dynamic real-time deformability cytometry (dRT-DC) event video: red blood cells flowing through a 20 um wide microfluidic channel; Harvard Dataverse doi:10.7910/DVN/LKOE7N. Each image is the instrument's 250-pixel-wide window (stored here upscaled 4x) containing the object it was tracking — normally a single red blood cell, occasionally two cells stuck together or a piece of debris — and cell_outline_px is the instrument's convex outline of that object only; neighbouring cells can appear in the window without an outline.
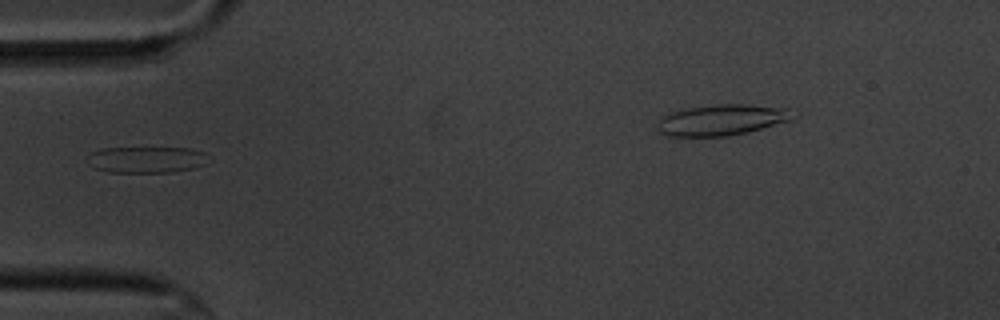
{"species": "common noctule bat (a hibernating species)", "species_latin": "Nyctalus noctula", "temperature_condition": "cold", "stored_images_in_passage": 14, "camera_frame_rate_fps": 3000, "um_per_image_px": 0.085, "animal": {"sex": "male", "body_mass_g": 20.1, "forearm_length_mm": 53.5}, "frame": {"image": 1, "passage_image": 8, "time_ms": 2.333, "image_size_px": [1000, 320], "cell_outline_px": [[776, 120], [768, 124], [756, 128], [740, 132], [708, 136], [692, 136], [684, 112], [700, 108], [764, 108]], "centroid_in_image_um": [61.71, 10.23], "position_along_channel_um": 23.3, "area_um2": 14.33}}